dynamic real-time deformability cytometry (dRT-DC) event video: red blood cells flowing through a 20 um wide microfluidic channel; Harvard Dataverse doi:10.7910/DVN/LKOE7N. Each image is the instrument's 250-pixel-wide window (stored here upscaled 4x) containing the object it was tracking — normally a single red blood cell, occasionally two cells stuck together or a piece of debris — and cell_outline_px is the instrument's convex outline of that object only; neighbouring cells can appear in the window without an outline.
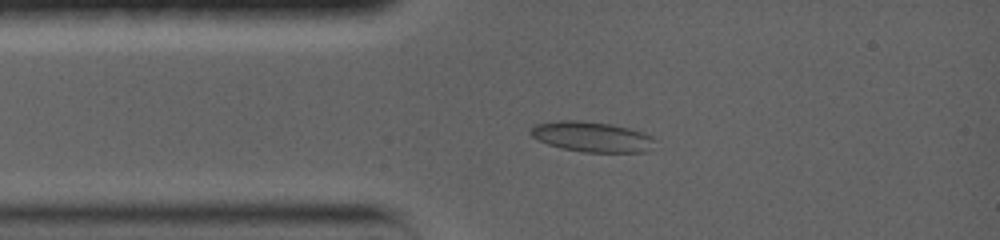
{"species": "common noctule bat (a hibernating species)", "species_latin": "Nyctalus noctula", "temperature_condition": "warm", "stored_images_in_passage": 44, "camera_frame_rate_fps": 5000, "um_per_image_px": 0.085, "animal": {"sex": "female", "body_mass_g": 19.0, "forearm_length_mm": 56.7}, "frame": {"image": 1, "passage_image": 8, "time_ms": 2.4, "image_size_px": [1000, 240], "cell_outline_px": [[656, 140], [644, 152], [584, 152], [560, 148], [548, 144], [532, 136], [528, 132], [528, 128], [536, 124], [560, 120], [580, 120], [612, 124], [644, 132], [652, 136]], "centroid_in_image_um": [50.27, 11.61], "position_along_channel_um": 34.7, "area_um2": 21.96}}
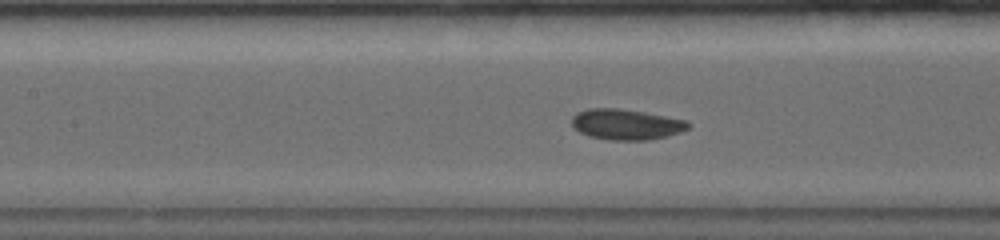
{"frame": {"image": 2, "passage_image": 17, "time_ms": 6.0, "image_size_px": [1000, 240], "cell_outline_px": [[692, 124], [688, 128], [680, 132], [668, 136], [648, 140], [608, 140], [588, 136], [572, 128], [572, 116], [576, 112], [588, 108], [620, 108], [644, 112], [688, 120]], "centroid_in_image_um": [53.21, 10.57], "position_along_channel_um": 154.2, "area_um2": 21.1}}
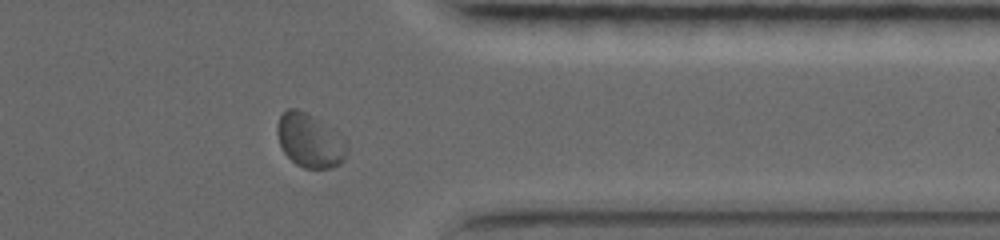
{"frame": {"image": 3, "passage_image": 36, "time_ms": 12.6, "image_size_px": [1000, 240], "cell_outline_px": [[348, 152], [344, 160], [340, 164], [332, 168], [304, 168], [296, 164], [284, 152], [280, 144], [276, 132], [276, 128], [280, 116], [288, 108], [296, 108], [336, 128], [348, 140]], "centroid_in_image_um": [26.41, 11.94], "position_along_channel_um": 385.0, "area_um2": 22.37}, "authors_computed_cell_mechanics": {"area_um2": 21.1837, "velocity_mm_per_s": 3.5779, "shape_relaxation_time_tau1_ms": 4.7018, "shape_relaxation_time_tau2_ms": 1.3612, "deformation_change_tau1": 0.1015, "deformation_change_tau2": 0.0335}}